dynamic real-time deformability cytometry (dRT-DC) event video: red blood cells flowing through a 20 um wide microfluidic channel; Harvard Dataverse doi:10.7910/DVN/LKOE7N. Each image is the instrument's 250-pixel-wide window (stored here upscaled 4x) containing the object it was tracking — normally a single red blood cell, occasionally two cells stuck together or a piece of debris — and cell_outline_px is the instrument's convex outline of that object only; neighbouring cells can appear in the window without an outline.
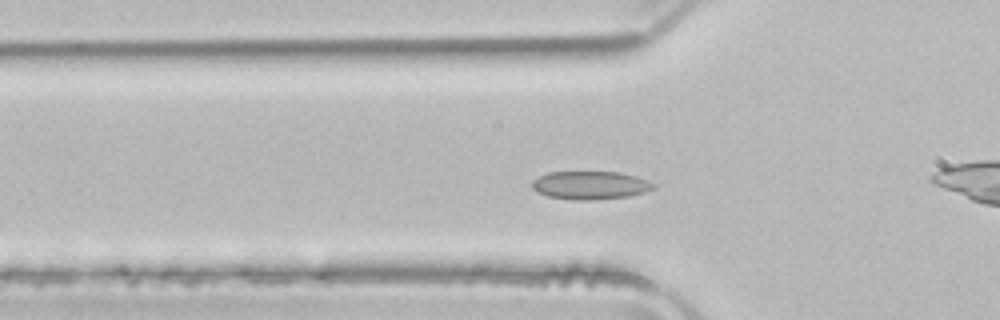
{"species": "common noctule bat (a hibernating species)", "species_latin": "Nyctalus noctula", "temperature_condition": "room temperature", "stored_images_in_passage": 47, "camera_frame_rate_fps": 3000, "um_per_image_px": 0.085, "animal": {"sex": "male", "body_mass_g": 21.5, "forearm_length_mm": 52.0}, "frame": {"image": 1, "passage_image": 11, "time_ms": 3.333, "image_size_px": [1000, 320], "cell_outline_px": [[656, 188], [644, 192], [628, 196], [588, 200], [572, 200], [548, 196], [536, 192], [532, 188], [532, 180], [548, 172], [620, 172], [636, 176], [648, 180], [656, 184]], "centroid_in_image_um": [50.18, 15.74], "position_along_channel_um": 75.6, "area_um2": 20.0}}
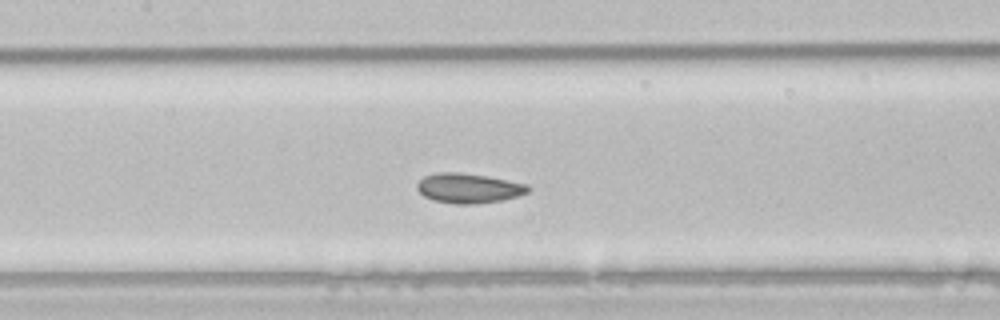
{"frame": {"image": 2, "passage_image": 18, "time_ms": 5.667, "image_size_px": [1000, 320], "cell_outline_px": [[532, 188], [528, 192], [520, 196], [500, 200], [468, 204], [456, 204], [432, 200], [424, 196], [416, 188], [416, 184], [424, 176], [436, 172], [456, 172], [488, 176], [528, 184]], "centroid_in_image_um": [39.84, 15.98], "position_along_channel_um": 167.6, "area_um2": 19.31}}
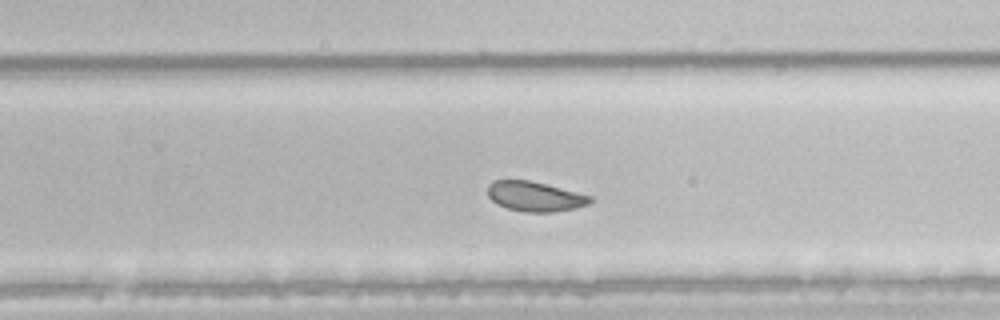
{"frame": {"image": 3, "passage_image": 27, "time_ms": 8.667, "image_size_px": [1000, 320], "cell_outline_px": [[592, 200], [588, 204], [576, 208], [552, 212], [528, 212], [508, 208], [496, 204], [488, 196], [488, 184], [492, 180], [528, 180], [592, 196]], "centroid_in_image_um": [45.44, 16.7], "position_along_channel_um": 284.4, "area_um2": 17.63}, "authors_computed_cell_mechanics": {"area_um2": 19.9988, "velocity_mm_per_s": 3.9187, "shape_relaxation_time_tau1_ms": 2.7493, "shape_relaxation_time_tau2_ms": 1.7552, "deformation_change_tau1": 0.064, "deformation_change_tau2": 0.0586}}